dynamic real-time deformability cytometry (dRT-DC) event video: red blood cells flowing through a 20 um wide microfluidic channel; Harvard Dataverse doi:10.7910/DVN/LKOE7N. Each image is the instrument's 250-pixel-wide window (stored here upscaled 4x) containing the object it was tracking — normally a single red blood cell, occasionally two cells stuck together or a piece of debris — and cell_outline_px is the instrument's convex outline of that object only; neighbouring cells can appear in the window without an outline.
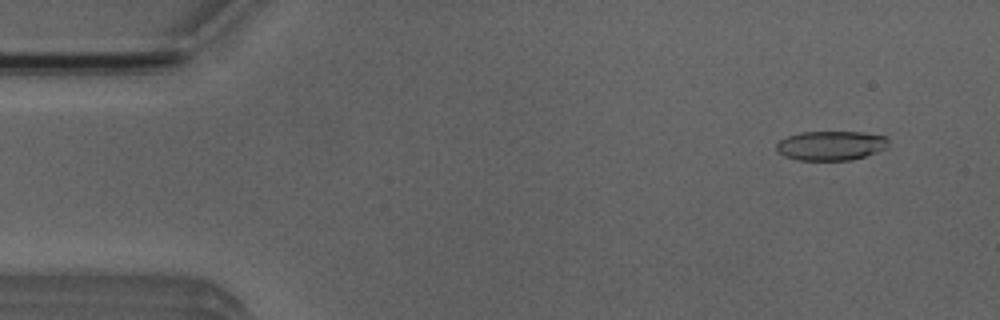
{"species": "Egyptian fruit bat (a non-hibernating species)", "species_latin": "Rousettus aegyptiacus", "temperature_condition": "room temperature", "stored_images_in_passage": 3, "camera_frame_rate_fps": 3000, "um_per_image_px": 0.085, "animal": {"sex": "male"}, "frame": {"image": 1, "passage_image": 1, "time_ms": 0.0, "image_size_px": [1000, 320], "cell_outline_px": [[888, 148], [852, 160], [796, 160], [784, 156], [776, 152], [776, 144], [780, 140], [788, 136], [800, 132], [864, 132], [884, 136], [888, 140]], "centroid_in_image_um": [70.61, 12.38], "position_along_channel_um": 14.4, "area_um2": 19.31}}
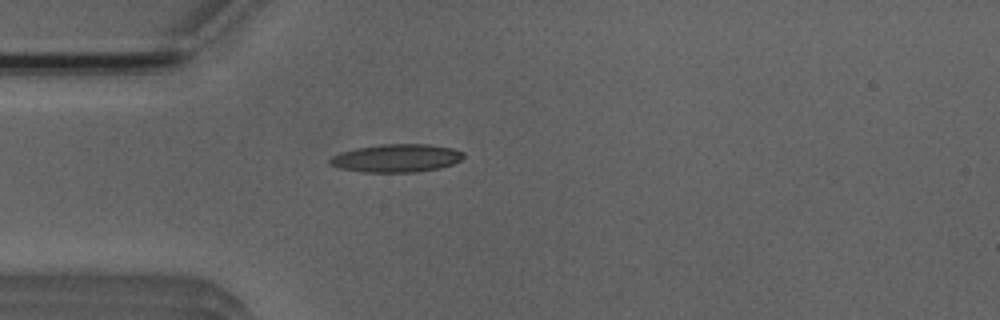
{"frame": {"image": 2, "passage_image": 3, "time_ms": 3.333, "image_size_px": [1000, 320], "cell_outline_px": [[464, 156], [460, 160], [452, 164], [440, 168], [416, 172], [364, 172], [340, 168], [328, 164], [328, 160], [332, 156], [340, 152], [356, 148], [380, 144], [428, 144], [452, 148], [464, 152]], "centroid_in_image_um": [33.68, 13.44], "position_along_channel_um": 51.3, "area_um2": 21.91}}